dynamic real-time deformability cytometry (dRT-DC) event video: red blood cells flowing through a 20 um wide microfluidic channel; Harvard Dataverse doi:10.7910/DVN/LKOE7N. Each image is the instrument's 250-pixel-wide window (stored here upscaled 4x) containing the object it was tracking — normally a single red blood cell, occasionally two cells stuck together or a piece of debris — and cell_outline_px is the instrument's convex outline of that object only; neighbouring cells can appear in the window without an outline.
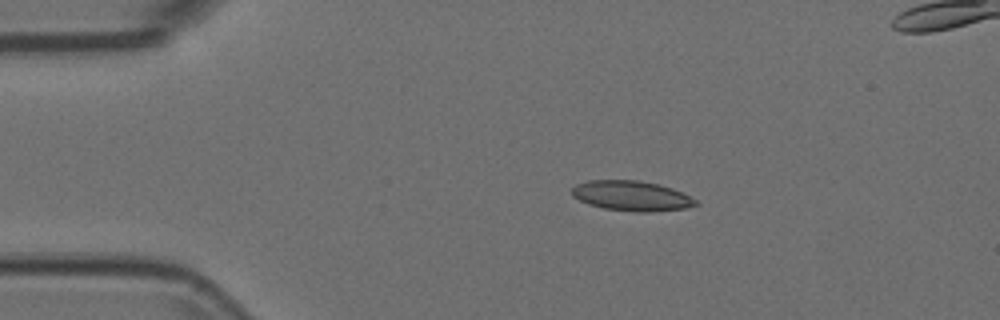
{"species": "Egyptian fruit bat (a non-hibernating species)", "species_latin": "Rousettus aegyptiacus", "temperature_condition": "room temperature", "stored_images_in_passage": 6, "camera_frame_rate_fps": 3000, "um_per_image_px": 0.085, "animal": {"sex": "female"}, "frame": {"image": 1, "passage_image": 1, "time_ms": 0.0, "image_size_px": [1000, 320], "cell_outline_px": [[700, 204], [684, 208], [648, 212], [636, 212], [604, 208], [588, 204], [572, 196], [572, 188], [576, 184], [588, 180], [640, 180], [672, 188], [696, 200]], "centroid_in_image_um": [53.65, 16.64], "position_along_channel_um": 31.4, "area_um2": 21.5}}